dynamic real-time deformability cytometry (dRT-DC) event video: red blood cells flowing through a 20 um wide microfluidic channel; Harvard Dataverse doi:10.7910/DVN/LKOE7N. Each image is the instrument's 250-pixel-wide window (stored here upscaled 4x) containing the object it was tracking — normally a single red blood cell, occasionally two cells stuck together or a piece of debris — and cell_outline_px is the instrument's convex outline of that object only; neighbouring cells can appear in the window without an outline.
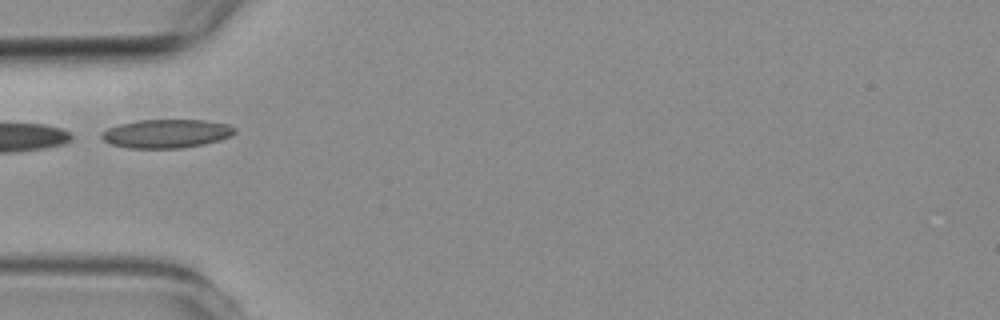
{"species": "common noctule bat (a hibernating species)", "species_latin": "Nyctalus noctula", "temperature_condition": "room temperature", "stored_images_in_passage": 1, "camera_frame_rate_fps": 3000, "um_per_image_px": 0.085, "animal": {"sex": "female", "body_mass_g": 19.3, "forearm_length_mm": 54.1}, "frame": {"image": 1, "passage_image": 1, "time_ms": 0.0, "image_size_px": [1000, 320], "cell_outline_px": [[236, 132], [232, 136], [220, 140], [204, 144], [180, 148], [132, 148], [112, 144], [104, 140], [100, 136], [100, 132], [108, 128], [120, 124], [140, 120], [204, 120], [228, 124], [236, 128]], "centroid_in_image_um": [14.18, 11.35], "position_along_channel_um": 70.8, "area_um2": 22.2}}